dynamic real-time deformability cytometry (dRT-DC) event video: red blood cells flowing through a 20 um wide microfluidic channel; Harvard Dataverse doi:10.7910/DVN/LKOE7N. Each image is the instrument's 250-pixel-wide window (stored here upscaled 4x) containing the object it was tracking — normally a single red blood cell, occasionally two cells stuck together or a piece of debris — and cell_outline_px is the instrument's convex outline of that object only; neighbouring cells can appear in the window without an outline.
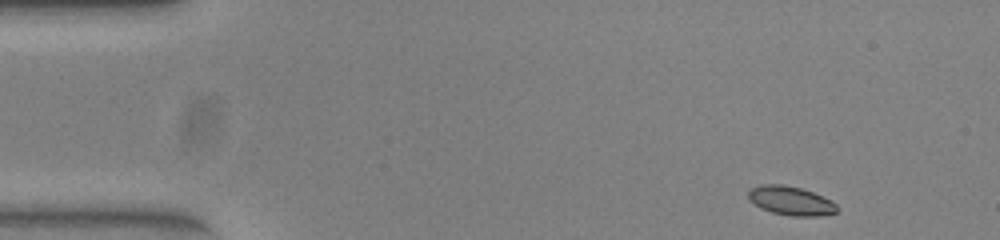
{"species": "common noctule bat (a hibernating species)", "species_latin": "Nyctalus noctula", "temperature_condition": "warm", "stored_images_in_passage": 48, "camera_frame_rate_fps": 3000, "um_per_image_px": 0.085, "animal": {"sex": "female", "body_mass_g": 23.0, "forearm_length_mm": 53.4}, "frame": {"image": 1, "passage_image": 1, "time_ms": 0.0, "image_size_px": [1000, 240], "cell_outline_px": [[840, 208], [836, 212], [824, 216], [792, 216], [772, 212], [760, 208], [748, 200], [748, 192], [752, 188], [760, 184], [780, 184], [800, 188], [812, 192], [832, 200]], "centroid_in_image_um": [67.23, 17.07], "position_along_channel_um": 17.8, "area_um2": 15.09}}
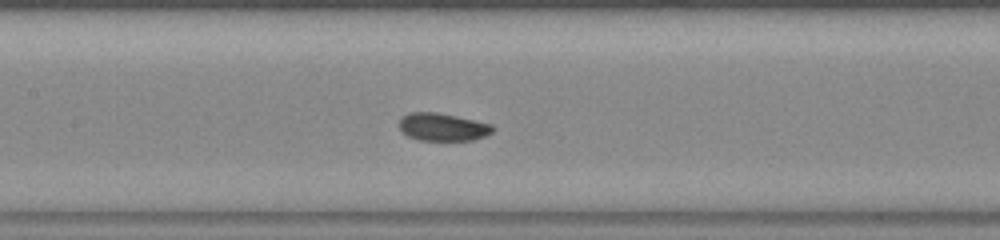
{"frame": {"image": 2, "passage_image": 20, "time_ms": 6.333, "image_size_px": [1000, 240], "cell_outline_px": [[492, 132], [484, 136], [472, 140], [420, 140], [408, 136], [400, 128], [400, 116], [408, 112], [436, 112], [456, 116], [492, 124]], "centroid_in_image_um": [37.6, 10.78], "position_along_channel_um": 169.8, "area_um2": 14.97}}
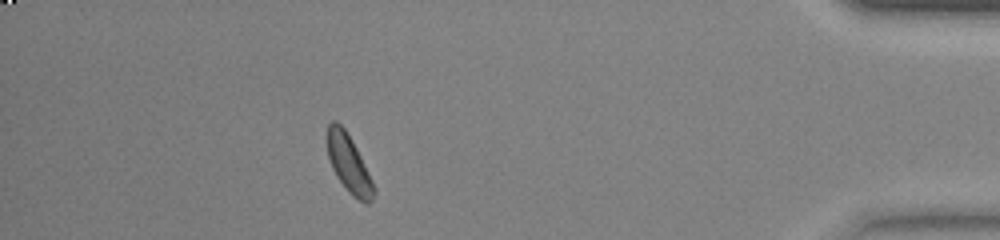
{"frame": {"image": 3, "passage_image": 42, "time_ms": 13.667, "image_size_px": [1000, 240], "cell_outline_px": [[376, 192], [372, 200], [368, 204], [364, 204], [352, 196], [348, 192], [336, 176], [332, 168], [328, 156], [324, 136], [328, 124], [332, 120], [336, 120], [344, 128], [352, 140], [376, 188]], "centroid_in_image_um": [29.61, 13.9], "position_along_channel_um": 405.6, "area_um2": 16.07}}